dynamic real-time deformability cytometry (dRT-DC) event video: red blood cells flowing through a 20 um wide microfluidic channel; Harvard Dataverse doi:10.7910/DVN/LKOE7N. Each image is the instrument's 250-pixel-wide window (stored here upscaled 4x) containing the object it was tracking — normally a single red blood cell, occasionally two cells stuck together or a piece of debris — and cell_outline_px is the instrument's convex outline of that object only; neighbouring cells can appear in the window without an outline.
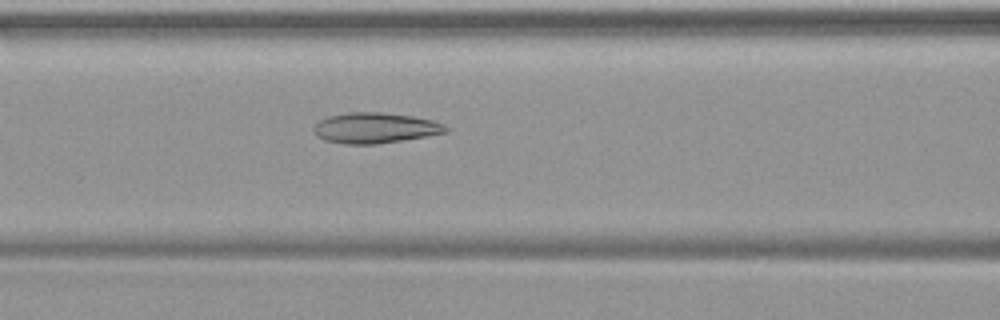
{"species": "common noctule bat (a hibernating species)", "species_latin": "Nyctalus noctula", "temperature_condition": "warm", "stored_images_in_passage": 49, "camera_frame_rate_fps": 3000, "um_per_image_px": 0.085, "animal": {"sex": "female", "body_mass_g": 19.9}, "frame": {"image": 1, "passage_image": 21, "time_ms": 6.667, "image_size_px": [1000, 320], "cell_outline_px": [[448, 132], [428, 136], [404, 140], [376, 144], [344, 144], [324, 140], [316, 136], [312, 128], [320, 120], [328, 116], [348, 112], [380, 112], [412, 116], [432, 120], [444, 124], [448, 128]], "centroid_in_image_um": [31.87, 10.88], "position_along_channel_um": 134.7, "area_um2": 23.64}}
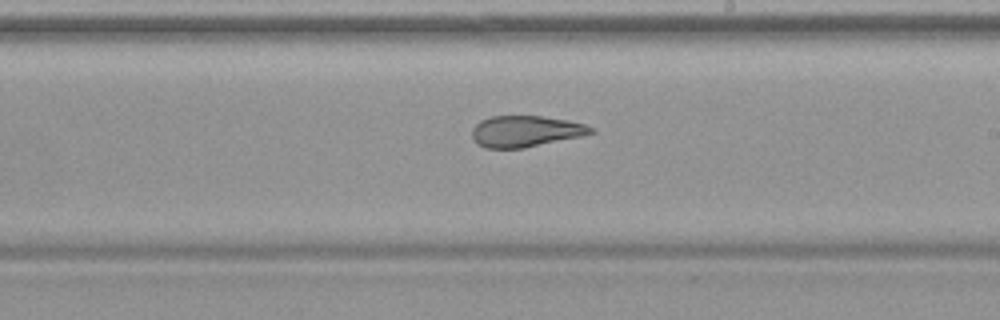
{"frame": {"image": 2, "passage_image": 29, "time_ms": 9.333, "image_size_px": [1000, 320], "cell_outline_px": [[596, 132], [580, 136], [524, 148], [484, 148], [476, 144], [472, 136], [472, 128], [480, 120], [492, 116], [540, 116], [568, 120], [584, 124], [592, 128]], "centroid_in_image_um": [44.63, 11.16], "position_along_channel_um": 244.4, "area_um2": 21.56}}
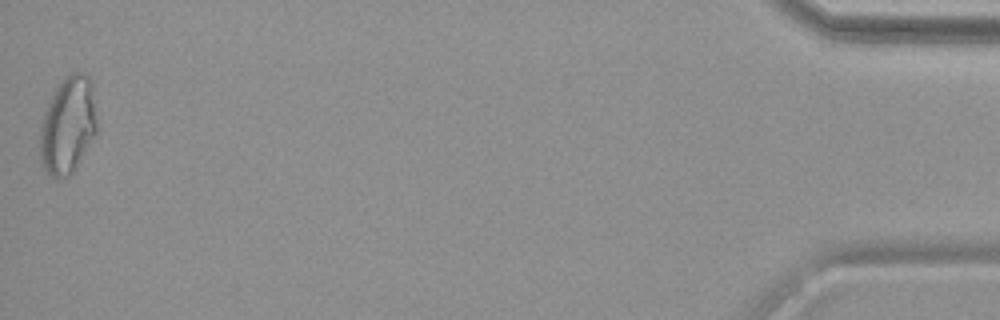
{"frame": {"image": 3, "passage_image": 49, "time_ms": 16.0, "image_size_px": [1000, 320], "cell_outline_px": [[96, 132], [72, 172], [68, 176], [60, 180], [56, 180], [44, 168], [40, 160], [40, 128], [44, 112], [60, 80], [72, 72], [84, 72], [92, 80], [96, 120]], "centroid_in_image_um": [5.76, 10.63], "position_along_channel_um": 429.4, "area_um2": 32.02}}